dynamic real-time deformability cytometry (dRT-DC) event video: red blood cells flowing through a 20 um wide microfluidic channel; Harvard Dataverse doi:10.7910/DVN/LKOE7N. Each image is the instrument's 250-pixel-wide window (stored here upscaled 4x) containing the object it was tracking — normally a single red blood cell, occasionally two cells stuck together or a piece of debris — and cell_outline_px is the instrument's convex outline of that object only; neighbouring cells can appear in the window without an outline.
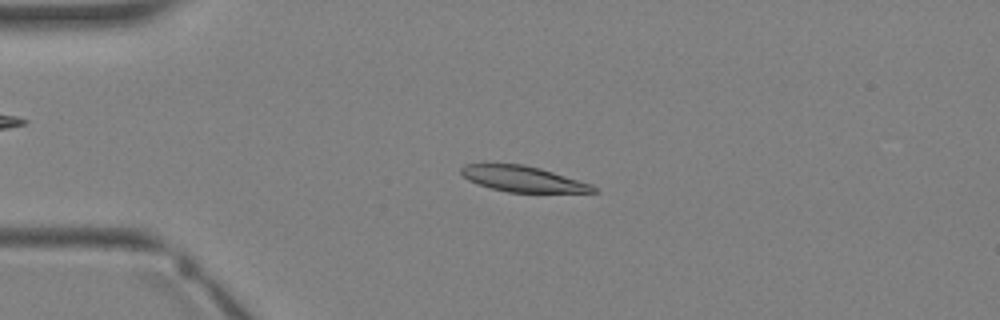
{"species": "Egyptian fruit bat (a non-hibernating species)", "species_latin": "Rousettus aegyptiacus", "temperature_condition": "warm", "stored_images_in_passage": 2, "camera_frame_rate_fps": 3000, "um_per_image_px": 0.085, "animal": {"sex": "female"}, "frame": {"image": 1, "passage_image": 2, "time_ms": 1.0, "image_size_px": [1000, 320], "cell_outline_px": [[600, 192], [508, 192], [492, 188], [468, 180], [460, 172], [460, 168], [464, 164], [524, 164], [540, 168], [592, 184]], "centroid_in_image_um": [44.46, 15.2], "position_along_channel_um": 40.5, "area_um2": 19.59}}